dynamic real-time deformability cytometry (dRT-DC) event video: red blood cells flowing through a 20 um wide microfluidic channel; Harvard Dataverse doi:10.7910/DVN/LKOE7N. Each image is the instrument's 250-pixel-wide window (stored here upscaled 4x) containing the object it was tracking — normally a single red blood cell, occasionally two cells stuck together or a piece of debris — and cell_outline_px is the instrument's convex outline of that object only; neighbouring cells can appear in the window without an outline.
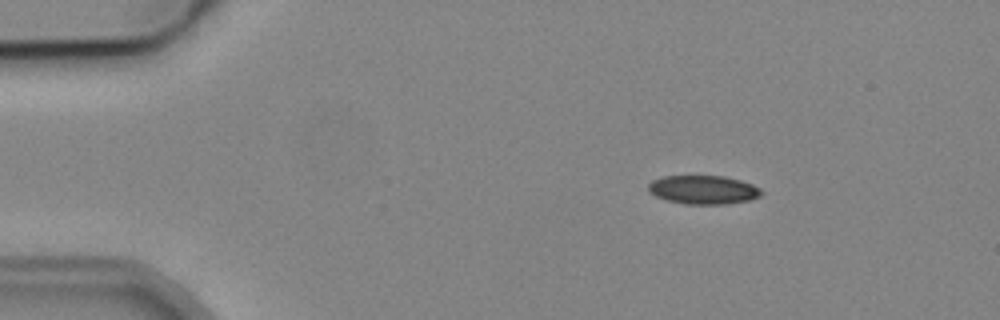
{"species": "common noctule bat (a hibernating species)", "species_latin": "Nyctalus noctula", "temperature_condition": "cold", "stored_images_in_passage": 4, "camera_frame_rate_fps": 3000, "um_per_image_px": 0.085, "animal": {"sex": "male", "body_mass_g": 19.2, "forearm_length_mm": 51.8}, "frame": {"image": 1, "passage_image": 2, "time_ms": 1.333, "image_size_px": [1000, 320], "cell_outline_px": [[764, 192], [760, 196], [748, 200], [728, 204], [684, 204], [668, 200], [656, 196], [648, 192], [648, 184], [652, 180], [664, 176], [724, 176], [740, 180], [752, 184], [760, 188]], "centroid_in_image_um": [59.78, 16.13], "position_along_channel_um": 25.2, "area_um2": 18.96}}